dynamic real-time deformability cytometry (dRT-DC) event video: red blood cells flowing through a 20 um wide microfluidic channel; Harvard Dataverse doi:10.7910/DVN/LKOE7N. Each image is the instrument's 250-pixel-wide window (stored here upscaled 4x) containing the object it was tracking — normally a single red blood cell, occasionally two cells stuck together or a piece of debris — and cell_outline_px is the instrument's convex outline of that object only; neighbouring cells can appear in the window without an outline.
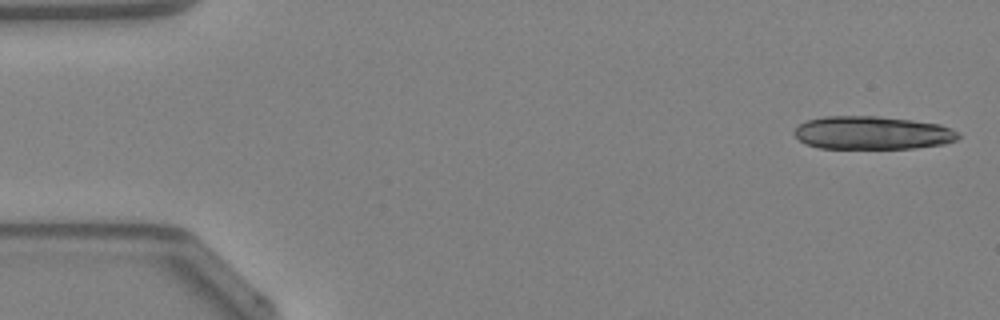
{"species": "Egyptian fruit bat (a non-hibernating species)", "species_latin": "Rousettus aegyptiacus", "temperature_condition": "warm", "stored_images_in_passage": 13, "camera_frame_rate_fps": 3000, "um_per_image_px": 0.085, "animal": {"sex": "female"}, "frame": {"image": 1, "passage_image": 1, "time_ms": 0.0, "image_size_px": [1000, 320], "cell_outline_px": [[960, 136], [956, 140], [944, 144], [916, 148], [820, 148], [808, 144], [800, 140], [792, 132], [800, 124], [808, 120], [824, 116], [876, 116], [912, 120], [940, 124], [952, 128]], "centroid_in_image_um": [74.17, 11.29], "position_along_channel_um": 10.8, "area_um2": 31.62}}